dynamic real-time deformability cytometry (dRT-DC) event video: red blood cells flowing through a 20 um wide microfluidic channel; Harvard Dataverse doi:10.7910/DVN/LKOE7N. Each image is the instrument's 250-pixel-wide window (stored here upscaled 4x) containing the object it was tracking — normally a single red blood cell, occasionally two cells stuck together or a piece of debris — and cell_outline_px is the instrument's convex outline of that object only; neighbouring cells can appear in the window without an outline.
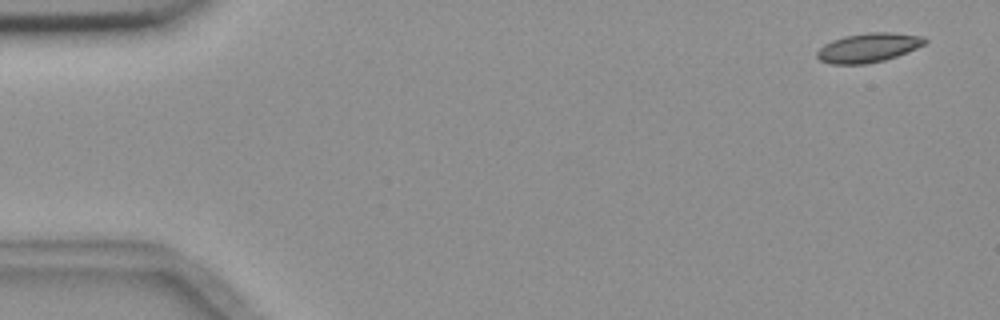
{"species": "common noctule bat (a hibernating species)", "species_latin": "Nyctalus noctula", "temperature_condition": "room temperature", "stored_images_in_passage": 3, "camera_frame_rate_fps": 3000, "um_per_image_px": 0.085, "animal": {"sex": "female", "body_mass_g": 18.4}, "frame": {"image": 1, "passage_image": 1, "time_ms": 0.0, "image_size_px": [1000, 320], "cell_outline_px": [[928, 40], [924, 44], [916, 48], [896, 56], [884, 60], [864, 64], [828, 64], [820, 60], [816, 56], [816, 52], [824, 44], [832, 40], [844, 36], [868, 32], [888, 32], [924, 36]], "centroid_in_image_um": [73.78, 4.05], "position_along_channel_um": 11.2, "area_um2": 18.32}}